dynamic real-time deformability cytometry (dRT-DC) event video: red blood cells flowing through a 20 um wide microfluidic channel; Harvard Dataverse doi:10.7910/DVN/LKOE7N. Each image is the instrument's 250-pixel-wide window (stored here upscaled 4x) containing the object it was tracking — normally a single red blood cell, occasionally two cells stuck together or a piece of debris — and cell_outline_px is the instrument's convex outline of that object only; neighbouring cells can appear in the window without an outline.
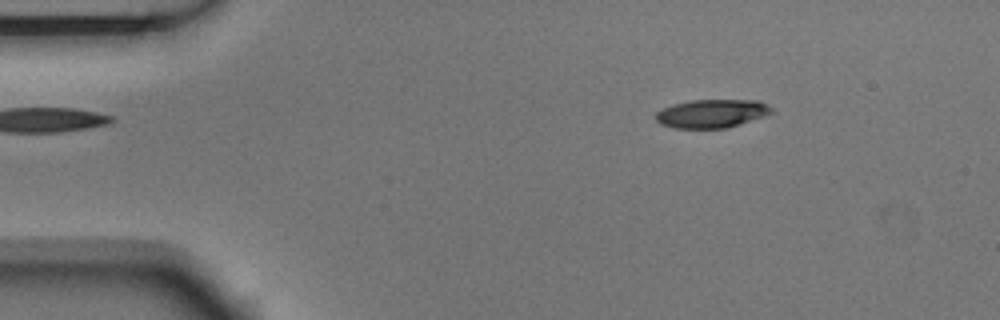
{"species": "Egyptian fruit bat (a non-hibernating species)", "species_latin": "Rousettus aegyptiacus", "temperature_condition": "room temperature", "stored_images_in_passage": 3, "camera_frame_rate_fps": 3000, "um_per_image_px": 0.085, "animal": {"sex": "male"}, "frame": {"image": 1, "passage_image": 2, "time_ms": 0.333, "image_size_px": [1000, 320], "cell_outline_px": [[776, 112], [728, 128], [672, 128], [660, 124], [652, 116], [656, 112], [672, 104], [692, 100], [760, 100], [768, 104]], "centroid_in_image_um": [60.5, 9.65], "position_along_channel_um": 24.5, "area_um2": 19.48}}